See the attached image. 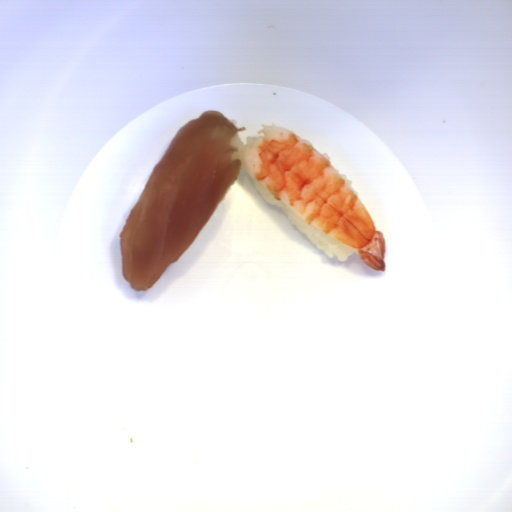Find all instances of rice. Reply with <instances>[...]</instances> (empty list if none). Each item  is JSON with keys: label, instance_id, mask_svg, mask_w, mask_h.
Listing matches in <instances>:
<instances>
[{"label": "rice", "instance_id": "1", "mask_svg": "<svg viewBox=\"0 0 512 512\" xmlns=\"http://www.w3.org/2000/svg\"><path fill=\"white\" fill-rule=\"evenodd\" d=\"M244 169L249 179L254 184L260 197L267 203L280 208L289 219L291 225H295L297 229L302 232L310 240V242L316 246L317 249L323 251L327 257H337L340 262H347L349 256H352L353 253L357 250L330 237L319 229L301 220L287 205H285L282 201L276 200L269 189L257 178H255L246 167H244Z\"/></svg>", "mask_w": 512, "mask_h": 512}, {"label": "rice", "instance_id": "2", "mask_svg": "<svg viewBox=\"0 0 512 512\" xmlns=\"http://www.w3.org/2000/svg\"><path fill=\"white\" fill-rule=\"evenodd\" d=\"M259 138H260V136L259 137H247L246 143H244L242 141V139L240 138V136L237 134L236 137L230 142L232 145H234L236 147L232 154L233 160H238L240 163V167H245L244 159H243L245 149H247L248 147H250L253 144H255L256 142H258Z\"/></svg>", "mask_w": 512, "mask_h": 512}]
</instances>
